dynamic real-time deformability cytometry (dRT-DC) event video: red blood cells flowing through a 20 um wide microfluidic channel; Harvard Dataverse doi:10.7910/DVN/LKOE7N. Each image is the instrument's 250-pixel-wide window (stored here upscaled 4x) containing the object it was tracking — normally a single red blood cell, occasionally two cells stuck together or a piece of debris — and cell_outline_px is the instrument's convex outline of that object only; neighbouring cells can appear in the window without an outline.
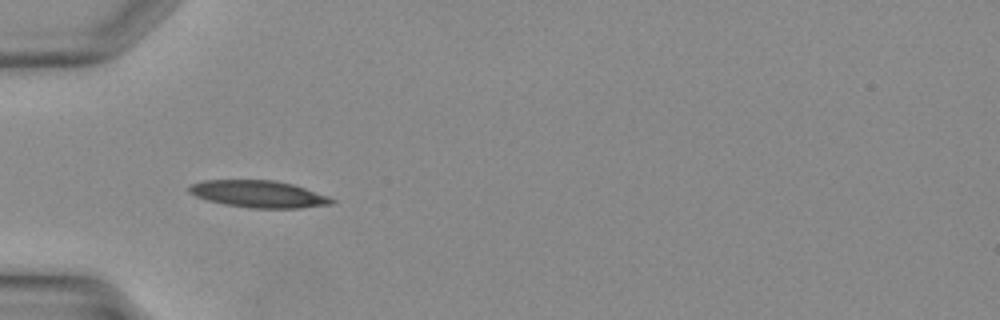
{"species": "Egyptian fruit bat (a non-hibernating species)", "species_latin": "Rousettus aegyptiacus", "temperature_condition": "warm", "stored_images_in_passage": 26, "camera_frame_rate_fps": 3000, "um_per_image_px": 0.085, "animal": {"sex": "female"}, "frame": {"image": 1, "passage_image": 1, "time_ms": 0.0, "image_size_px": [1000, 320], "cell_outline_px": [[336, 200], [332, 204], [300, 208], [252, 208], [224, 204], [208, 200], [196, 196], [188, 192], [188, 188], [192, 184], [204, 180], [272, 180], [292, 184], [328, 196]], "centroid_in_image_um": [21.98, 16.49], "position_along_channel_um": 63.0, "area_um2": 22.25}}
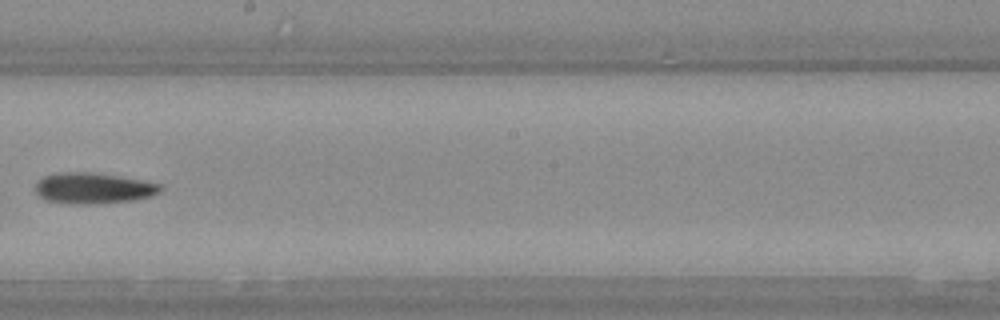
{"frame": {"image": 2, "passage_image": 11, "time_ms": 3.333, "image_size_px": [1000, 320], "cell_outline_px": [[160, 192], [148, 196], [132, 200], [84, 204], [64, 204], [44, 200], [36, 192], [36, 184], [44, 176], [60, 172], [92, 172], [140, 180], [160, 184]], "centroid_in_image_um": [7.85, 16.0], "position_along_channel_um": 240.3, "area_um2": 22.14}}
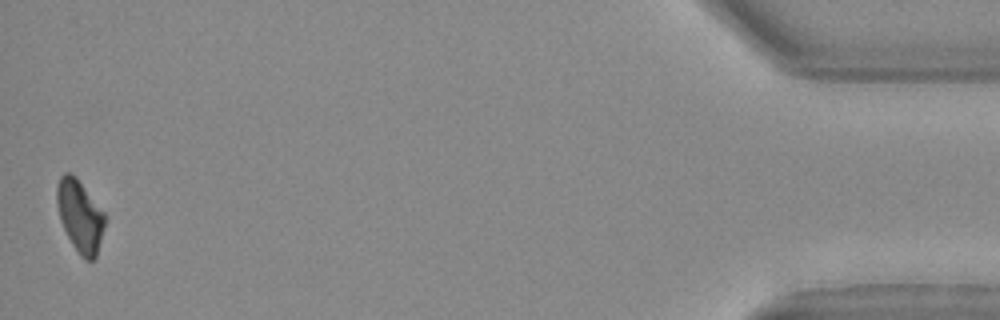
{"frame": {"image": 3, "passage_image": 26, "time_ms": 8.333, "image_size_px": [1000, 320], "cell_outline_px": [[104, 224], [96, 256], [92, 260], [88, 260], [80, 256], [72, 244], [60, 220], [56, 204], [56, 184], [60, 176], [64, 172], [68, 172], [76, 176], [104, 212]], "centroid_in_image_um": [6.76, 18.31], "position_along_channel_um": 428.4, "area_um2": 19.94}}